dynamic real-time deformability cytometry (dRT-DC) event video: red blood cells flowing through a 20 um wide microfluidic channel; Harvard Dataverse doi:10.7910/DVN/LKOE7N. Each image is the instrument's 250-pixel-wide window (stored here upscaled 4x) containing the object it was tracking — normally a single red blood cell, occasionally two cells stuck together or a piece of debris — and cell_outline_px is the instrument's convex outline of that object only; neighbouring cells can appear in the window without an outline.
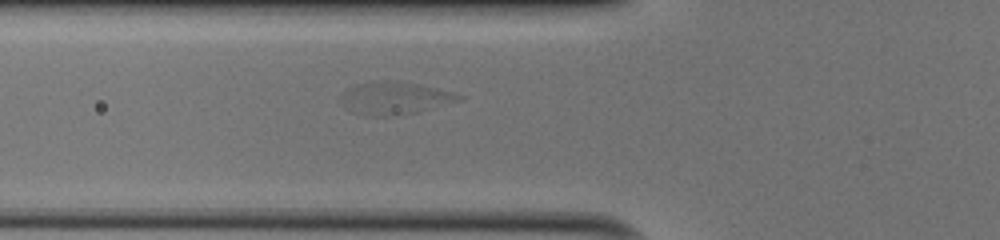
{"species": "human", "species_latin": "Homo sapiens", "temperature_condition": "cold", "stored_images_in_passage": 24, "camera_frame_rate_fps": 3000, "um_per_image_px": 0.085, "donor": {"sex": "male"}, "frame": {"image": 1, "passage_image": 11, "time_ms": 3.333, "image_size_px": [1000, 240], "cell_outline_px": [[464, 100], [400, 116], [368, 116], [352, 112], [344, 108], [340, 104], [340, 96], [348, 88], [356, 84], [368, 80], [396, 80], [436, 88], [452, 92], [464, 96]], "centroid_in_image_um": [33.5, 8.34], "position_along_channel_um": 92.3, "area_um2": 22.95}}
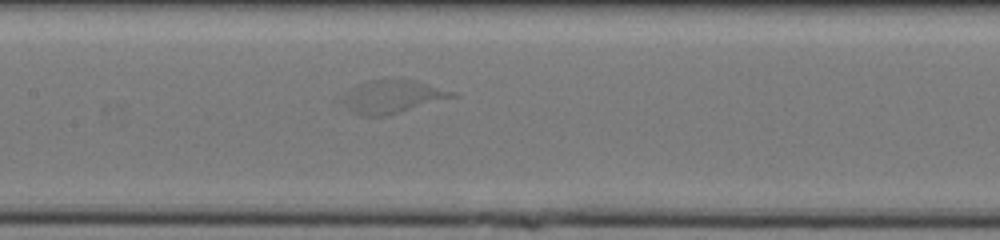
{"frame": {"image": 2, "passage_image": 17, "time_ms": 5.333, "image_size_px": [1000, 240], "cell_outline_px": [[460, 96], [388, 116], [360, 116], [348, 104], [344, 96], [352, 88], [368, 80], [412, 80], [456, 92]], "centroid_in_image_um": [33.49, 8.23], "position_along_channel_um": 173.9, "area_um2": 20.52}}
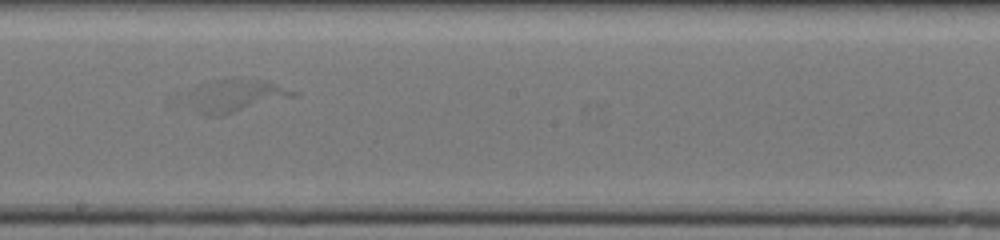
{"frame": {"image": 3, "passage_image": 21, "time_ms": 6.667, "image_size_px": [1000, 240], "cell_outline_px": [[300, 96], [224, 116], [204, 116], [196, 108], [188, 92], [204, 84], [216, 80], [264, 80], [300, 92]], "centroid_in_image_um": [20.2, 8.17], "position_along_channel_um": 228.0, "area_um2": 19.83}}